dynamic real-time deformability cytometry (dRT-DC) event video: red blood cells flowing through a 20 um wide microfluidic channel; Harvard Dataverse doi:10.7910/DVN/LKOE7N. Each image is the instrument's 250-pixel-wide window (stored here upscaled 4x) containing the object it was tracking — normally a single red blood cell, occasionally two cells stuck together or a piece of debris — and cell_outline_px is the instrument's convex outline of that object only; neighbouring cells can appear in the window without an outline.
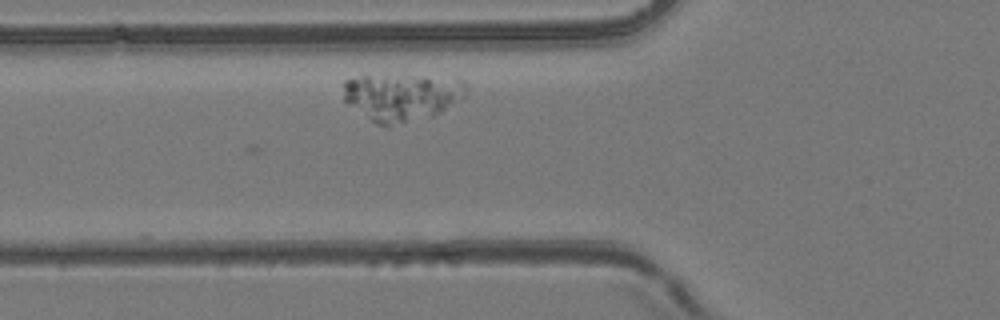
{"species": "common noctule bat (a hibernating species)", "species_latin": "Nyctalus noctula", "temperature_condition": "room temperature", "stored_images_in_passage": 4, "camera_frame_rate_fps": 3000, "um_per_image_px": 0.085, "animal": {"sex": "female", "body_mass_g": 24.6, "forearm_length_mm": 56.2}, "frame": {"image": 1, "passage_image": 4, "time_ms": 1.0, "image_size_px": [1000, 320], "cell_outline_px": [[468, 92], [464, 96], [440, 112], [432, 116], [388, 124], [376, 124], [348, 104], [344, 100], [344, 80], [364, 76], [456, 76], [464, 80], [468, 84]], "centroid_in_image_um": [34.22, 8.19], "position_along_channel_um": 91.6, "area_um2": 33.58}}